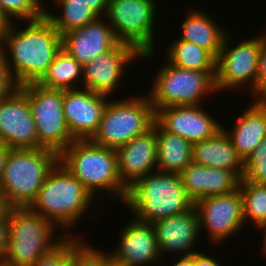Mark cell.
<instances>
[{
	"mask_svg": "<svg viewBox=\"0 0 266 266\" xmlns=\"http://www.w3.org/2000/svg\"><path fill=\"white\" fill-rule=\"evenodd\" d=\"M119 248L108 252L114 266H147L161 260L151 223L133 219L121 228Z\"/></svg>",
	"mask_w": 266,
	"mask_h": 266,
	"instance_id": "cell-17",
	"label": "cell"
},
{
	"mask_svg": "<svg viewBox=\"0 0 266 266\" xmlns=\"http://www.w3.org/2000/svg\"><path fill=\"white\" fill-rule=\"evenodd\" d=\"M256 99L263 105H266V88L256 97Z\"/></svg>",
	"mask_w": 266,
	"mask_h": 266,
	"instance_id": "cell-43",
	"label": "cell"
},
{
	"mask_svg": "<svg viewBox=\"0 0 266 266\" xmlns=\"http://www.w3.org/2000/svg\"><path fill=\"white\" fill-rule=\"evenodd\" d=\"M62 11L60 16L45 11V17L62 35L70 30L80 28L94 21L97 17H104L109 0H54ZM55 15V16H54Z\"/></svg>",
	"mask_w": 266,
	"mask_h": 266,
	"instance_id": "cell-25",
	"label": "cell"
},
{
	"mask_svg": "<svg viewBox=\"0 0 266 266\" xmlns=\"http://www.w3.org/2000/svg\"><path fill=\"white\" fill-rule=\"evenodd\" d=\"M42 3L43 0H0V9L11 23L16 19L28 22L45 16L46 3Z\"/></svg>",
	"mask_w": 266,
	"mask_h": 266,
	"instance_id": "cell-30",
	"label": "cell"
},
{
	"mask_svg": "<svg viewBox=\"0 0 266 266\" xmlns=\"http://www.w3.org/2000/svg\"><path fill=\"white\" fill-rule=\"evenodd\" d=\"M82 70L83 66L61 48L38 84L50 89H78L81 87L77 82L82 84Z\"/></svg>",
	"mask_w": 266,
	"mask_h": 266,
	"instance_id": "cell-27",
	"label": "cell"
},
{
	"mask_svg": "<svg viewBox=\"0 0 266 266\" xmlns=\"http://www.w3.org/2000/svg\"><path fill=\"white\" fill-rule=\"evenodd\" d=\"M59 161L49 172L29 208L55 226L76 225L96 199Z\"/></svg>",
	"mask_w": 266,
	"mask_h": 266,
	"instance_id": "cell-4",
	"label": "cell"
},
{
	"mask_svg": "<svg viewBox=\"0 0 266 266\" xmlns=\"http://www.w3.org/2000/svg\"><path fill=\"white\" fill-rule=\"evenodd\" d=\"M200 105L168 106L156 111L155 121L167 132L179 135L190 143L214 136L223 125Z\"/></svg>",
	"mask_w": 266,
	"mask_h": 266,
	"instance_id": "cell-16",
	"label": "cell"
},
{
	"mask_svg": "<svg viewBox=\"0 0 266 266\" xmlns=\"http://www.w3.org/2000/svg\"><path fill=\"white\" fill-rule=\"evenodd\" d=\"M242 178L266 185V137L244 162Z\"/></svg>",
	"mask_w": 266,
	"mask_h": 266,
	"instance_id": "cell-32",
	"label": "cell"
},
{
	"mask_svg": "<svg viewBox=\"0 0 266 266\" xmlns=\"http://www.w3.org/2000/svg\"><path fill=\"white\" fill-rule=\"evenodd\" d=\"M156 0H109L105 18L119 42L135 47L144 60L154 55Z\"/></svg>",
	"mask_w": 266,
	"mask_h": 266,
	"instance_id": "cell-9",
	"label": "cell"
},
{
	"mask_svg": "<svg viewBox=\"0 0 266 266\" xmlns=\"http://www.w3.org/2000/svg\"><path fill=\"white\" fill-rule=\"evenodd\" d=\"M10 208L5 196L0 192V221L7 219Z\"/></svg>",
	"mask_w": 266,
	"mask_h": 266,
	"instance_id": "cell-38",
	"label": "cell"
},
{
	"mask_svg": "<svg viewBox=\"0 0 266 266\" xmlns=\"http://www.w3.org/2000/svg\"><path fill=\"white\" fill-rule=\"evenodd\" d=\"M155 119V109L146 94L112 101L110 97L98 130L90 140L116 150L150 130Z\"/></svg>",
	"mask_w": 266,
	"mask_h": 266,
	"instance_id": "cell-7",
	"label": "cell"
},
{
	"mask_svg": "<svg viewBox=\"0 0 266 266\" xmlns=\"http://www.w3.org/2000/svg\"><path fill=\"white\" fill-rule=\"evenodd\" d=\"M257 229H259L260 231L262 230V232L264 233L262 251L266 254V222L258 226Z\"/></svg>",
	"mask_w": 266,
	"mask_h": 266,
	"instance_id": "cell-42",
	"label": "cell"
},
{
	"mask_svg": "<svg viewBox=\"0 0 266 266\" xmlns=\"http://www.w3.org/2000/svg\"><path fill=\"white\" fill-rule=\"evenodd\" d=\"M141 55L132 45L119 42L107 53L83 66L81 87L110 98V94L120 85L124 68L130 64L128 62L140 59Z\"/></svg>",
	"mask_w": 266,
	"mask_h": 266,
	"instance_id": "cell-14",
	"label": "cell"
},
{
	"mask_svg": "<svg viewBox=\"0 0 266 266\" xmlns=\"http://www.w3.org/2000/svg\"><path fill=\"white\" fill-rule=\"evenodd\" d=\"M238 188L242 195L245 223L252 220L257 228L266 222V185L241 178Z\"/></svg>",
	"mask_w": 266,
	"mask_h": 266,
	"instance_id": "cell-29",
	"label": "cell"
},
{
	"mask_svg": "<svg viewBox=\"0 0 266 266\" xmlns=\"http://www.w3.org/2000/svg\"><path fill=\"white\" fill-rule=\"evenodd\" d=\"M11 22L5 17L0 9V43Z\"/></svg>",
	"mask_w": 266,
	"mask_h": 266,
	"instance_id": "cell-40",
	"label": "cell"
},
{
	"mask_svg": "<svg viewBox=\"0 0 266 266\" xmlns=\"http://www.w3.org/2000/svg\"><path fill=\"white\" fill-rule=\"evenodd\" d=\"M202 10H190L185 16L177 39L194 43L207 50L215 59L223 46L228 31L218 26V22Z\"/></svg>",
	"mask_w": 266,
	"mask_h": 266,
	"instance_id": "cell-24",
	"label": "cell"
},
{
	"mask_svg": "<svg viewBox=\"0 0 266 266\" xmlns=\"http://www.w3.org/2000/svg\"><path fill=\"white\" fill-rule=\"evenodd\" d=\"M9 150H10V148L8 146H6V145H3L0 148V178H1V175L3 173L5 164H6V160H7L8 154H9Z\"/></svg>",
	"mask_w": 266,
	"mask_h": 266,
	"instance_id": "cell-39",
	"label": "cell"
},
{
	"mask_svg": "<svg viewBox=\"0 0 266 266\" xmlns=\"http://www.w3.org/2000/svg\"><path fill=\"white\" fill-rule=\"evenodd\" d=\"M58 162L59 154L47 148L10 149L0 178V192L11 207H29Z\"/></svg>",
	"mask_w": 266,
	"mask_h": 266,
	"instance_id": "cell-6",
	"label": "cell"
},
{
	"mask_svg": "<svg viewBox=\"0 0 266 266\" xmlns=\"http://www.w3.org/2000/svg\"><path fill=\"white\" fill-rule=\"evenodd\" d=\"M18 87L0 52V100L13 93Z\"/></svg>",
	"mask_w": 266,
	"mask_h": 266,
	"instance_id": "cell-34",
	"label": "cell"
},
{
	"mask_svg": "<svg viewBox=\"0 0 266 266\" xmlns=\"http://www.w3.org/2000/svg\"><path fill=\"white\" fill-rule=\"evenodd\" d=\"M0 137L10 149L38 148L35 120L21 87L0 100Z\"/></svg>",
	"mask_w": 266,
	"mask_h": 266,
	"instance_id": "cell-13",
	"label": "cell"
},
{
	"mask_svg": "<svg viewBox=\"0 0 266 266\" xmlns=\"http://www.w3.org/2000/svg\"><path fill=\"white\" fill-rule=\"evenodd\" d=\"M166 57L171 64L183 69L215 71L216 59L207 50L184 40H173Z\"/></svg>",
	"mask_w": 266,
	"mask_h": 266,
	"instance_id": "cell-28",
	"label": "cell"
},
{
	"mask_svg": "<svg viewBox=\"0 0 266 266\" xmlns=\"http://www.w3.org/2000/svg\"><path fill=\"white\" fill-rule=\"evenodd\" d=\"M188 197L195 203L203 197L233 192L239 178L231 171L207 167L191 162L180 173Z\"/></svg>",
	"mask_w": 266,
	"mask_h": 266,
	"instance_id": "cell-21",
	"label": "cell"
},
{
	"mask_svg": "<svg viewBox=\"0 0 266 266\" xmlns=\"http://www.w3.org/2000/svg\"><path fill=\"white\" fill-rule=\"evenodd\" d=\"M116 153L118 173L127 188L147 174L156 171L153 170L157 165L155 122L150 130L117 148Z\"/></svg>",
	"mask_w": 266,
	"mask_h": 266,
	"instance_id": "cell-20",
	"label": "cell"
},
{
	"mask_svg": "<svg viewBox=\"0 0 266 266\" xmlns=\"http://www.w3.org/2000/svg\"><path fill=\"white\" fill-rule=\"evenodd\" d=\"M59 161L94 197L96 192H107L108 197L114 195L125 202L128 188L120 179L115 149L97 145L90 139L74 140L59 154Z\"/></svg>",
	"mask_w": 266,
	"mask_h": 266,
	"instance_id": "cell-2",
	"label": "cell"
},
{
	"mask_svg": "<svg viewBox=\"0 0 266 266\" xmlns=\"http://www.w3.org/2000/svg\"><path fill=\"white\" fill-rule=\"evenodd\" d=\"M3 145H4V144H3L2 139H1V137H0V148H1Z\"/></svg>",
	"mask_w": 266,
	"mask_h": 266,
	"instance_id": "cell-44",
	"label": "cell"
},
{
	"mask_svg": "<svg viewBox=\"0 0 266 266\" xmlns=\"http://www.w3.org/2000/svg\"><path fill=\"white\" fill-rule=\"evenodd\" d=\"M176 258L179 260H177L171 266H193V254L187 256H177Z\"/></svg>",
	"mask_w": 266,
	"mask_h": 266,
	"instance_id": "cell-41",
	"label": "cell"
},
{
	"mask_svg": "<svg viewBox=\"0 0 266 266\" xmlns=\"http://www.w3.org/2000/svg\"><path fill=\"white\" fill-rule=\"evenodd\" d=\"M8 239V221H0V263L5 256Z\"/></svg>",
	"mask_w": 266,
	"mask_h": 266,
	"instance_id": "cell-37",
	"label": "cell"
},
{
	"mask_svg": "<svg viewBox=\"0 0 266 266\" xmlns=\"http://www.w3.org/2000/svg\"><path fill=\"white\" fill-rule=\"evenodd\" d=\"M30 103L38 138V148L60 154L75 139L70 134L63 112V89H50L30 83L20 86Z\"/></svg>",
	"mask_w": 266,
	"mask_h": 266,
	"instance_id": "cell-10",
	"label": "cell"
},
{
	"mask_svg": "<svg viewBox=\"0 0 266 266\" xmlns=\"http://www.w3.org/2000/svg\"><path fill=\"white\" fill-rule=\"evenodd\" d=\"M226 130L222 127L214 136L193 143L192 162L207 167L231 170L241 179L244 161L233 147Z\"/></svg>",
	"mask_w": 266,
	"mask_h": 266,
	"instance_id": "cell-22",
	"label": "cell"
},
{
	"mask_svg": "<svg viewBox=\"0 0 266 266\" xmlns=\"http://www.w3.org/2000/svg\"><path fill=\"white\" fill-rule=\"evenodd\" d=\"M103 18L97 17L85 26L61 35L62 49L82 66L91 63L119 43L111 25Z\"/></svg>",
	"mask_w": 266,
	"mask_h": 266,
	"instance_id": "cell-18",
	"label": "cell"
},
{
	"mask_svg": "<svg viewBox=\"0 0 266 266\" xmlns=\"http://www.w3.org/2000/svg\"><path fill=\"white\" fill-rule=\"evenodd\" d=\"M107 97L86 88L64 90V118L75 140H89L97 132Z\"/></svg>",
	"mask_w": 266,
	"mask_h": 266,
	"instance_id": "cell-15",
	"label": "cell"
},
{
	"mask_svg": "<svg viewBox=\"0 0 266 266\" xmlns=\"http://www.w3.org/2000/svg\"><path fill=\"white\" fill-rule=\"evenodd\" d=\"M194 206L199 216L200 232L205 227L212 243H221L246 226L239 188L227 194L203 197Z\"/></svg>",
	"mask_w": 266,
	"mask_h": 266,
	"instance_id": "cell-12",
	"label": "cell"
},
{
	"mask_svg": "<svg viewBox=\"0 0 266 266\" xmlns=\"http://www.w3.org/2000/svg\"><path fill=\"white\" fill-rule=\"evenodd\" d=\"M70 266H113L108 253L84 244L73 256Z\"/></svg>",
	"mask_w": 266,
	"mask_h": 266,
	"instance_id": "cell-33",
	"label": "cell"
},
{
	"mask_svg": "<svg viewBox=\"0 0 266 266\" xmlns=\"http://www.w3.org/2000/svg\"><path fill=\"white\" fill-rule=\"evenodd\" d=\"M157 246L162 259L166 253L192 255L200 239L199 216L196 207L152 223ZM196 247V248H195Z\"/></svg>",
	"mask_w": 266,
	"mask_h": 266,
	"instance_id": "cell-19",
	"label": "cell"
},
{
	"mask_svg": "<svg viewBox=\"0 0 266 266\" xmlns=\"http://www.w3.org/2000/svg\"><path fill=\"white\" fill-rule=\"evenodd\" d=\"M229 41L231 39L228 33L216 58L214 77L216 93L246 83L249 84L254 99L263 35L237 43L235 47L229 45Z\"/></svg>",
	"mask_w": 266,
	"mask_h": 266,
	"instance_id": "cell-11",
	"label": "cell"
},
{
	"mask_svg": "<svg viewBox=\"0 0 266 266\" xmlns=\"http://www.w3.org/2000/svg\"><path fill=\"white\" fill-rule=\"evenodd\" d=\"M66 237L51 252L40 257L31 266H70L74 254L85 244L82 237ZM72 238V239H71Z\"/></svg>",
	"mask_w": 266,
	"mask_h": 266,
	"instance_id": "cell-31",
	"label": "cell"
},
{
	"mask_svg": "<svg viewBox=\"0 0 266 266\" xmlns=\"http://www.w3.org/2000/svg\"><path fill=\"white\" fill-rule=\"evenodd\" d=\"M215 259L216 258L198 251L193 253V266H222L221 263Z\"/></svg>",
	"mask_w": 266,
	"mask_h": 266,
	"instance_id": "cell-36",
	"label": "cell"
},
{
	"mask_svg": "<svg viewBox=\"0 0 266 266\" xmlns=\"http://www.w3.org/2000/svg\"><path fill=\"white\" fill-rule=\"evenodd\" d=\"M248 106L238 120H235L233 129L226 133L230 137L233 147L245 162L255 148L266 137V105L256 98Z\"/></svg>",
	"mask_w": 266,
	"mask_h": 266,
	"instance_id": "cell-23",
	"label": "cell"
},
{
	"mask_svg": "<svg viewBox=\"0 0 266 266\" xmlns=\"http://www.w3.org/2000/svg\"><path fill=\"white\" fill-rule=\"evenodd\" d=\"M124 204L135 219L154 223L190 210L194 202L188 197L180 173L154 171L128 188Z\"/></svg>",
	"mask_w": 266,
	"mask_h": 266,
	"instance_id": "cell-3",
	"label": "cell"
},
{
	"mask_svg": "<svg viewBox=\"0 0 266 266\" xmlns=\"http://www.w3.org/2000/svg\"><path fill=\"white\" fill-rule=\"evenodd\" d=\"M157 139V171L181 173L192 162L193 144L164 130L155 121Z\"/></svg>",
	"mask_w": 266,
	"mask_h": 266,
	"instance_id": "cell-26",
	"label": "cell"
},
{
	"mask_svg": "<svg viewBox=\"0 0 266 266\" xmlns=\"http://www.w3.org/2000/svg\"><path fill=\"white\" fill-rule=\"evenodd\" d=\"M157 71L148 94L155 112L168 106L200 105L202 97L216 92L215 71L183 69L168 60Z\"/></svg>",
	"mask_w": 266,
	"mask_h": 266,
	"instance_id": "cell-8",
	"label": "cell"
},
{
	"mask_svg": "<svg viewBox=\"0 0 266 266\" xmlns=\"http://www.w3.org/2000/svg\"><path fill=\"white\" fill-rule=\"evenodd\" d=\"M7 221V248L0 266H31L69 236H54L57 227L29 207H11Z\"/></svg>",
	"mask_w": 266,
	"mask_h": 266,
	"instance_id": "cell-5",
	"label": "cell"
},
{
	"mask_svg": "<svg viewBox=\"0 0 266 266\" xmlns=\"http://www.w3.org/2000/svg\"><path fill=\"white\" fill-rule=\"evenodd\" d=\"M16 23L13 21L4 34L0 52L20 87L42 79L62 48V42L61 34L45 16L28 21L22 30Z\"/></svg>",
	"mask_w": 266,
	"mask_h": 266,
	"instance_id": "cell-1",
	"label": "cell"
},
{
	"mask_svg": "<svg viewBox=\"0 0 266 266\" xmlns=\"http://www.w3.org/2000/svg\"><path fill=\"white\" fill-rule=\"evenodd\" d=\"M265 88H266V34L263 35V43L259 55L258 72L255 82V98Z\"/></svg>",
	"mask_w": 266,
	"mask_h": 266,
	"instance_id": "cell-35",
	"label": "cell"
}]
</instances>
